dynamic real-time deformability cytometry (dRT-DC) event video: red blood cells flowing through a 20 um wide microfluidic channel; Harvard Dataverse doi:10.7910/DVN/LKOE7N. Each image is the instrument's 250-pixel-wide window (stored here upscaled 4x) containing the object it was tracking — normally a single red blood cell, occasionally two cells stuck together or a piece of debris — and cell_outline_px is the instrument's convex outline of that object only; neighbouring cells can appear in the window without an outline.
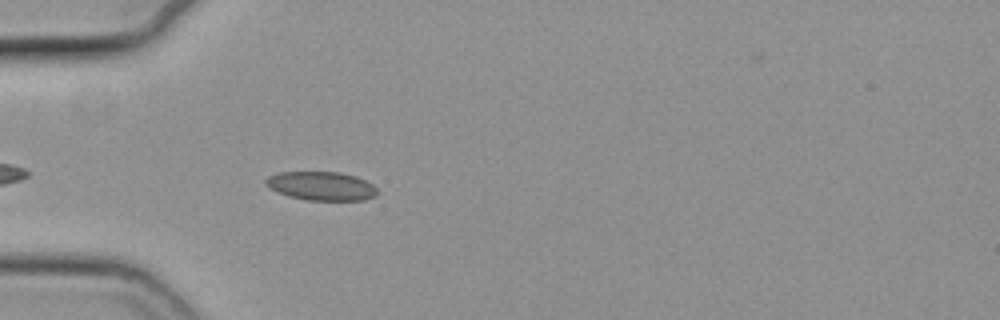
{"species": "common noctule bat (a hibernating species)", "species_latin": "Nyctalus noctula", "temperature_condition": "cold", "stored_images_in_passage": 43, "camera_frame_rate_fps": 3000, "um_per_image_px": 0.085, "animal": {"sex": "female", "body_mass_g": 19.3, "forearm_length_mm": 54.1}, "frame": {"image": 1, "passage_image": 3, "time_ms": 0.667, "image_size_px": [1000, 320], "cell_outline_px": [[376, 196], [364, 200], [308, 200], [288, 196], [268, 188], [264, 184], [264, 180], [268, 176], [280, 172], [340, 172], [356, 176], [372, 184], [376, 188]], "centroid_in_image_um": [27.28, 15.81], "position_along_channel_um": 57.7, "area_um2": 18.73}}
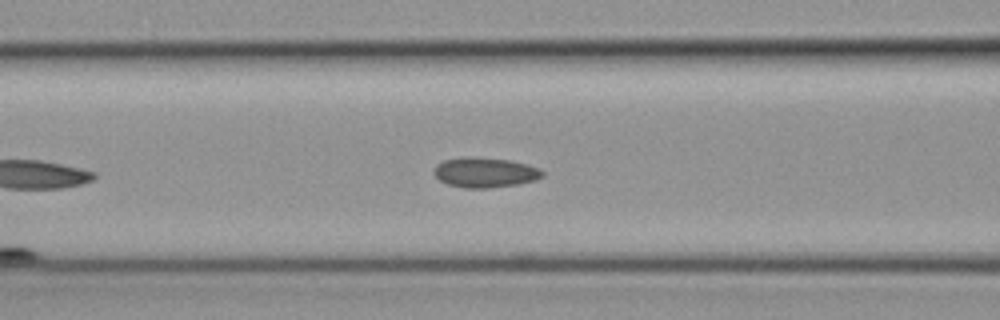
{"frame": {"image": 2, "passage_image": 9, "time_ms": 2.667, "image_size_px": [1000, 320], "cell_outline_px": [[544, 176], [536, 180], [516, 184], [488, 188], [464, 188], [448, 184], [440, 180], [432, 172], [432, 168], [436, 164], [444, 160], [468, 156], [472, 156], [512, 160], [528, 164], [540, 168], [544, 172]], "centroid_in_image_um": [41.22, 14.64], "position_along_channel_um": 125.4, "area_um2": 19.25}}